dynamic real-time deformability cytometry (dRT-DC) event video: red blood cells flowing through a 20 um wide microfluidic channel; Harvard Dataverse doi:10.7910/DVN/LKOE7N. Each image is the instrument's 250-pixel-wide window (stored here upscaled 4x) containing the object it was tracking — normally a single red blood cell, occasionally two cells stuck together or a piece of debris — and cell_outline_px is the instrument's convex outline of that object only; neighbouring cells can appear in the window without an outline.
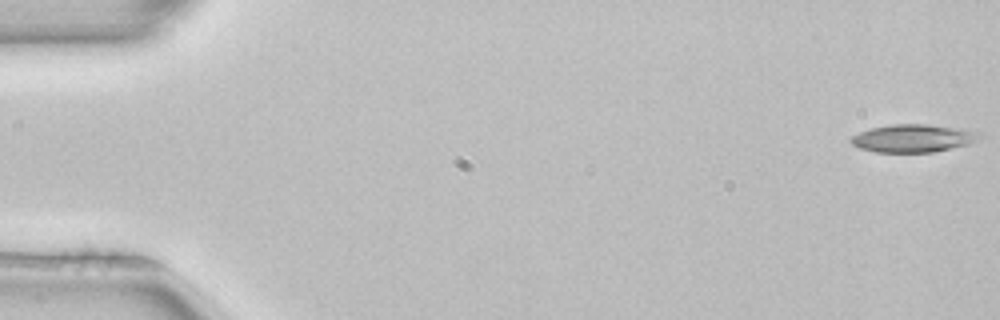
{"species": "common noctule bat (a hibernating species)", "species_latin": "Nyctalus noctula", "temperature_condition": "room temperature", "stored_images_in_passage": 51, "camera_frame_rate_fps": 3000, "um_per_image_px": 0.085, "animal": {"sex": "female", "body_mass_g": 22.7, "forearm_length_mm": 54.2}, "frame": {"image": 1, "passage_image": 1, "time_ms": 0.0, "image_size_px": [1000, 320], "cell_outline_px": [[984, 136], [968, 144], [932, 152], [876, 152], [860, 148], [852, 144], [848, 140], [852, 136], [868, 128], [892, 124], [928, 124], [984, 132]], "centroid_in_image_um": [77.61, 11.74], "position_along_channel_um": 7.4, "area_um2": 20.92}}
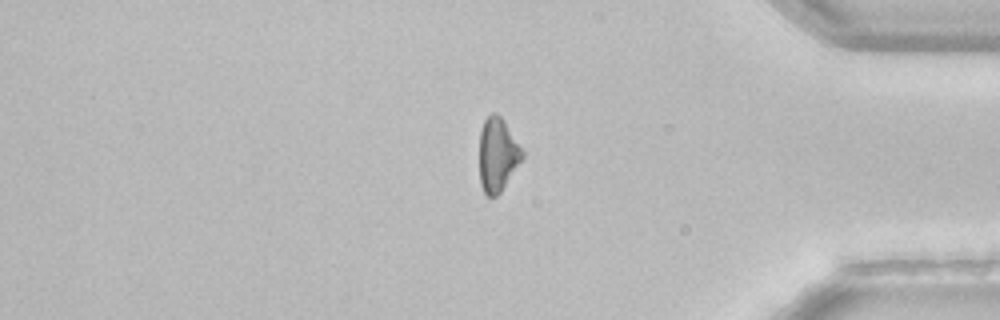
{"frame": {"image": 2, "passage_image": 43, "time_ms": 14.0, "image_size_px": [1000, 320], "cell_outline_px": [[524, 156], [500, 192], [496, 196], [488, 196], [484, 192], [480, 184], [480, 132], [484, 120], [492, 112], [496, 112], [504, 120], [524, 152]], "centroid_in_image_um": [42.29, 13.13], "position_along_channel_um": 392.9, "area_um2": 18.21}}
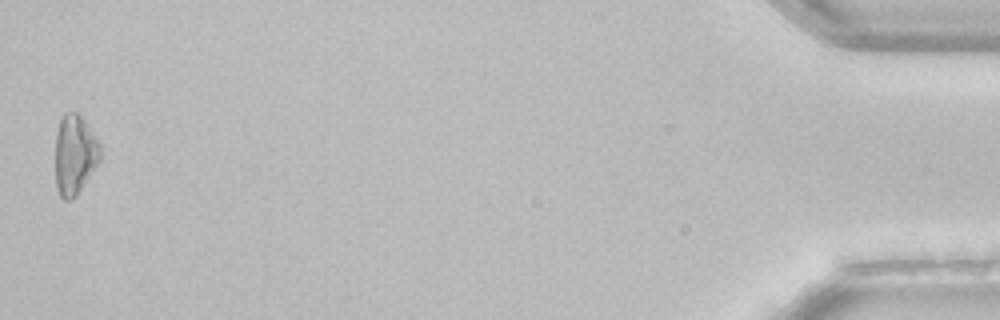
{"frame": {"image": 3, "passage_image": 51, "time_ms": 16.667, "image_size_px": [1000, 320], "cell_outline_px": [[100, 160], [76, 196], [72, 200], [64, 200], [60, 196], [56, 188], [56, 132], [60, 120], [64, 112], [80, 112], [100, 144]], "centroid_in_image_um": [6.35, 13.12], "position_along_channel_um": 428.9, "area_um2": 20.98}, "authors_computed_cell_mechanics": {"area_um2": 20.3456, "velocity_mm_per_s": 4.0124, "shape_relaxation_time_tau1_ms": 9.2635, "shape_relaxation_time_tau2_ms": null, "deformation_change_tau1": 0.1616, "deformation_change_tau2": null}}